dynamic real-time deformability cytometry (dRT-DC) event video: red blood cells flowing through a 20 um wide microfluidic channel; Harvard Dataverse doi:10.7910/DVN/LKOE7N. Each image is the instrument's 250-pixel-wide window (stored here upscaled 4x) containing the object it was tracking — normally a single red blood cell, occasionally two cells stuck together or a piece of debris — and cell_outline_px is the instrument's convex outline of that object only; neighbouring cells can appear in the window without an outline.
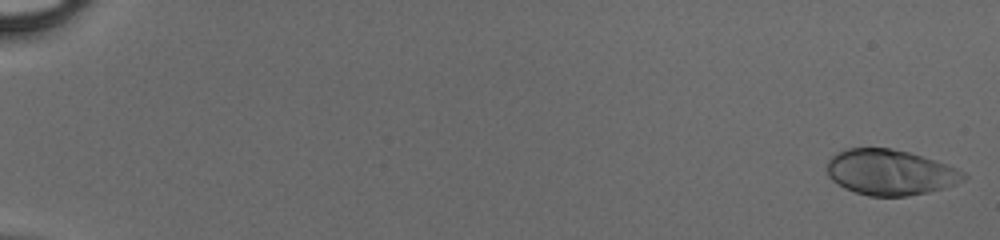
{"species": "human", "species_latin": "Homo sapiens", "temperature_condition": "cold", "stored_images_in_passage": 50, "camera_frame_rate_fps": 3000, "um_per_image_px": 0.085, "donor": {"sex": "male"}, "frame": {"image": 1, "passage_image": 1, "time_ms": 0.0, "image_size_px": [1000, 240], "cell_outline_px": [[968, 176], [964, 180], [956, 184], [944, 188], [928, 192], [908, 196], [868, 196], [844, 188], [832, 180], [828, 176], [828, 160], [836, 152], [848, 148], [892, 148], [908, 152], [956, 168], [964, 172]], "centroid_in_image_um": [75.65, 14.65], "position_along_channel_um": 9.3, "area_um2": 36.07}}
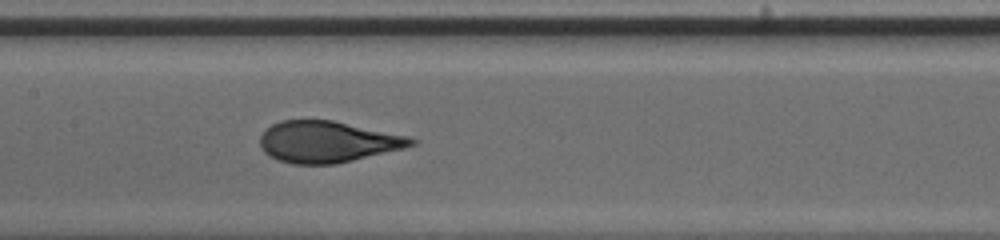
{"frame": {"image": 2, "passage_image": 27, "time_ms": 8.667, "image_size_px": [1000, 240], "cell_outline_px": [[420, 140], [416, 144], [404, 148], [336, 164], [292, 164], [276, 160], [268, 156], [260, 148], [260, 136], [272, 124], [280, 120], [332, 120], [408, 136]], "centroid_in_image_um": [27.83, 12.06], "position_along_channel_um": 179.6, "area_um2": 36.53}}
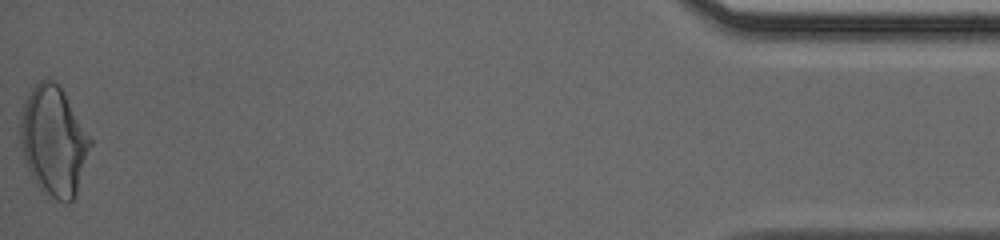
{"frame": {"image": 3, "passage_image": 50, "time_ms": 16.333, "image_size_px": [1000, 240], "cell_outline_px": [[92, 144], [76, 192], [72, 200], [68, 204], [56, 200], [44, 192], [36, 184], [28, 168], [24, 156], [20, 132], [20, 116], [24, 104], [32, 88], [40, 80], [48, 76], [64, 92], [92, 140]], "centroid_in_image_um": [4.57, 11.98], "position_along_channel_um": 430.6, "area_um2": 44.04}}